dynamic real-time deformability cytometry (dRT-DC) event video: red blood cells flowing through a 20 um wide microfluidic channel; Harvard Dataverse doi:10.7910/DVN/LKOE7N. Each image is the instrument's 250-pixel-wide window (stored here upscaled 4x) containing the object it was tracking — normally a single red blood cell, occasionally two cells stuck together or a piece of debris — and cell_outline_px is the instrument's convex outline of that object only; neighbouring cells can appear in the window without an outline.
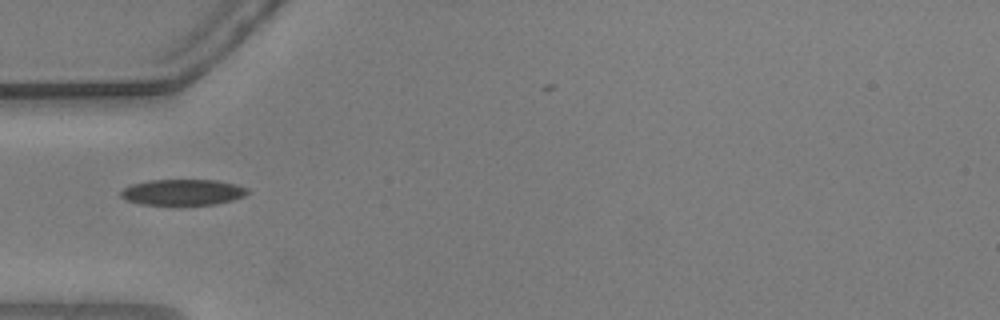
{"species": "common noctule bat (a hibernating species)", "species_latin": "Nyctalus noctula", "temperature_condition": "warm", "stored_images_in_passage": 31, "camera_frame_rate_fps": 3000, "um_per_image_px": 0.085, "animal": {"sex": "male", "body_mass_g": 20.5, "forearm_length_mm": 52.5}, "frame": {"image": 1, "passage_image": 1, "time_ms": 0.0, "image_size_px": [1000, 320], "cell_outline_px": [[248, 192], [244, 196], [232, 200], [216, 204], [180, 208], [176, 208], [140, 204], [124, 200], [120, 196], [120, 192], [124, 188], [132, 184], [148, 180], [216, 180], [236, 184], [248, 188]], "centroid_in_image_um": [15.49, 16.39], "position_along_channel_um": 69.5, "area_um2": 20.23}}
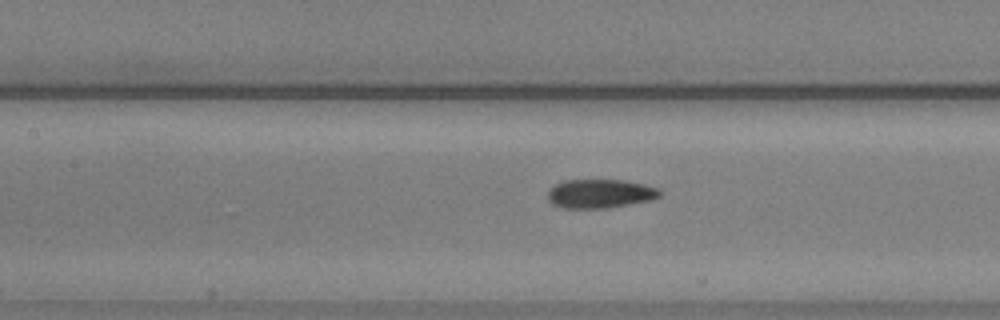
{"frame": {"image": 2, "passage_image": 8, "time_ms": 2.333, "image_size_px": [1000, 320], "cell_outline_px": [[664, 192], [660, 196], [648, 200], [608, 208], [564, 208], [552, 204], [548, 200], [548, 192], [556, 184], [564, 180], [624, 180], [644, 184], [660, 188]], "centroid_in_image_um": [51.03, 16.45], "position_along_channel_um": 156.4, "area_um2": 18.84}}
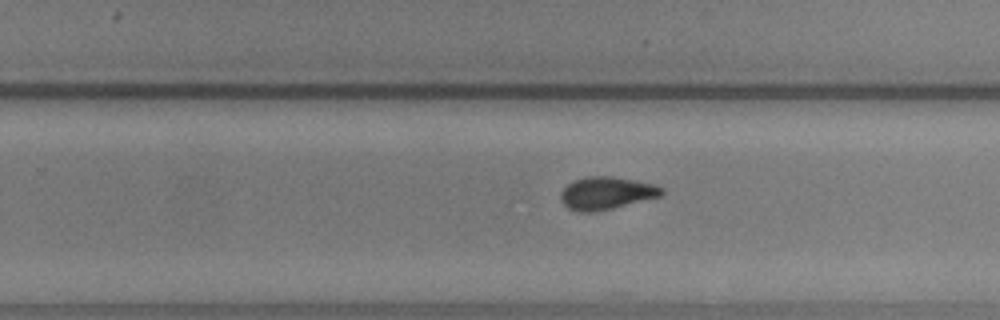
{"frame": {"image": 3, "passage_image": 18, "time_ms": 5.667, "image_size_px": [1000, 320], "cell_outline_px": [[664, 192], [660, 196], [612, 208], [592, 212], [576, 212], [568, 208], [560, 200], [560, 192], [572, 180], [584, 176], [612, 176], [656, 184], [664, 188]], "centroid_in_image_um": [51.51, 16.4], "position_along_channel_um": 278.3, "area_um2": 19.31}}